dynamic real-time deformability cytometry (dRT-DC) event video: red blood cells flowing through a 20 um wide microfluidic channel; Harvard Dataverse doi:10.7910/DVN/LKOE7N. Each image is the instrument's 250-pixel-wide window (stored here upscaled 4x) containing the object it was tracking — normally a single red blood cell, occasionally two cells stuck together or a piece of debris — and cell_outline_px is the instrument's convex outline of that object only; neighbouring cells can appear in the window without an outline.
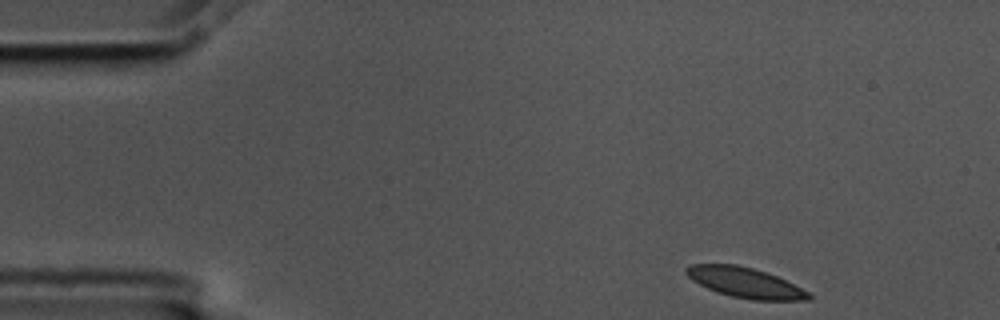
{"species": "common noctule bat (a hibernating species)", "species_latin": "Nyctalus noctula", "temperature_condition": "cold", "stored_images_in_passage": 51, "camera_frame_rate_fps": 3000, "um_per_image_px": 0.085, "animal": {"sex": "male", "body_mass_g": 17.5, "forearm_length_mm": 52.3}, "frame": {"image": 1, "passage_image": 1, "time_ms": 0.0, "image_size_px": [1000, 320], "cell_outline_px": [[812, 300], [752, 300], [732, 296], [716, 292], [692, 280], [684, 272], [684, 268], [692, 264], [736, 264], [752, 268], [776, 276], [808, 292], [812, 296]], "centroid_in_image_um": [63.3, 24.02], "position_along_channel_um": 21.7, "area_um2": 21.27}}
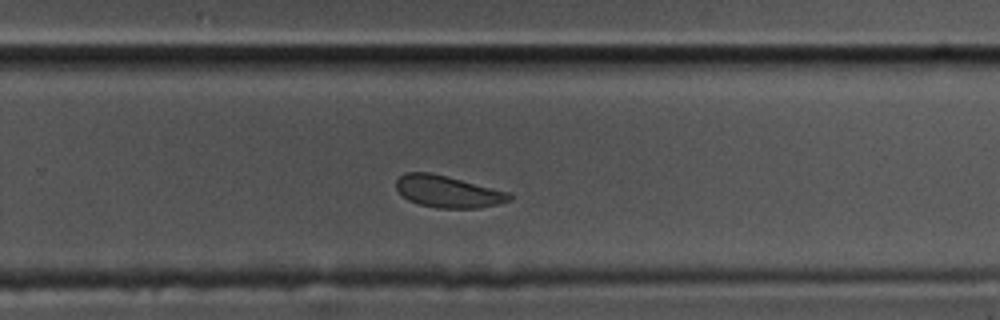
{"frame": {"image": 2, "passage_image": 31, "time_ms": 10.0, "image_size_px": [1000, 320], "cell_outline_px": [[512, 200], [480, 208], [436, 208], [420, 204], [408, 200], [396, 188], [396, 180], [404, 172], [432, 172], [512, 192]], "centroid_in_image_um": [38.11, 16.27], "position_along_channel_um": 291.7, "area_um2": 21.27}}
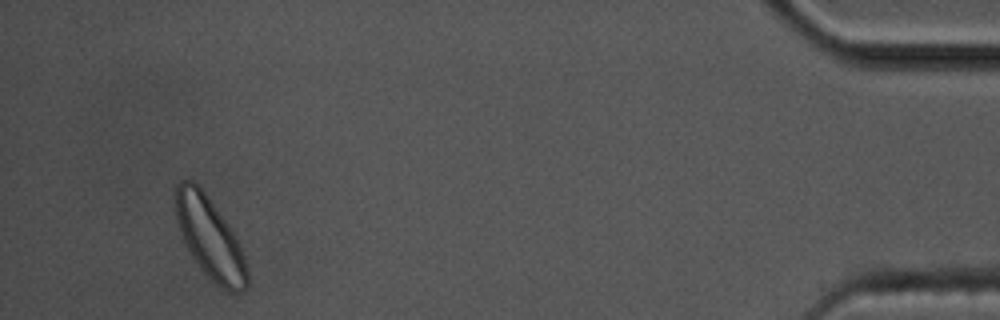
{"frame": {"image": 3, "passage_image": 48, "time_ms": 15.667, "image_size_px": [1000, 320], "cell_outline_px": [[248, 288], [244, 292], [228, 292], [220, 288], [204, 272], [192, 256], [184, 240], [176, 220], [176, 184], [180, 180], [192, 180], [204, 192], [228, 224], [244, 256], [248, 268]], "centroid_in_image_um": [17.86, 20.27], "position_along_channel_um": 417.3, "area_um2": 33.41}}